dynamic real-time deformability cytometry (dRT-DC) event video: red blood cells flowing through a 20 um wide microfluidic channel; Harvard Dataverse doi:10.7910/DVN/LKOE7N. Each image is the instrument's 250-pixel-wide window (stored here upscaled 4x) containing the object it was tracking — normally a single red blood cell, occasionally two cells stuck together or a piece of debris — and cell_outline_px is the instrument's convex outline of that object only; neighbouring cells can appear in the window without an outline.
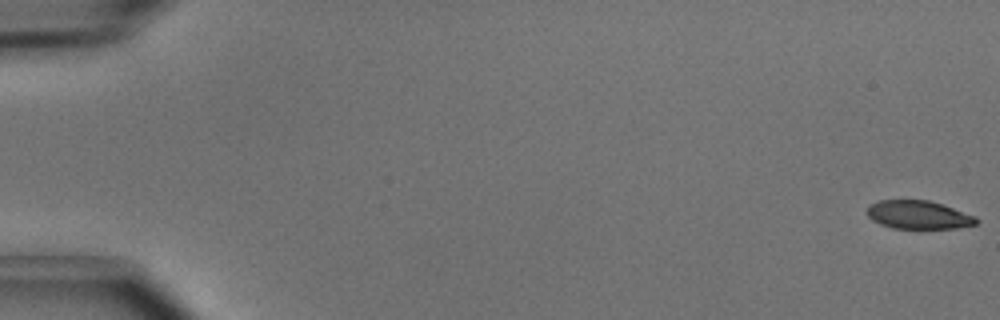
{"species": "common noctule bat (a hibernating species)", "species_latin": "Nyctalus noctula", "temperature_condition": "cold", "stored_images_in_passage": 7, "camera_frame_rate_fps": 3000, "um_per_image_px": 0.085, "animal": {"sex": "male", "body_mass_g": 15.6}, "frame": {"image": 1, "passage_image": 1, "time_ms": 0.0, "image_size_px": [1000, 320], "cell_outline_px": [[980, 220], [976, 224], [956, 228], [892, 228], [880, 224], [872, 220], [868, 216], [868, 204], [880, 200], [928, 200], [976, 216]], "centroid_in_image_um": [78.06, 18.26], "position_along_channel_um": 6.9, "area_um2": 17.92}}
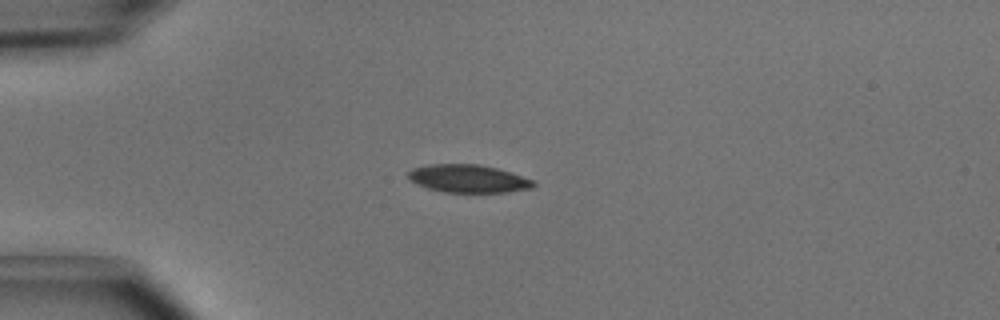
{"frame": {"image": 2, "passage_image": 4, "time_ms": 1.0, "image_size_px": [1000, 320], "cell_outline_px": [[536, 184], [532, 188], [508, 192], [444, 192], [428, 188], [408, 180], [408, 172], [412, 168], [428, 164], [480, 164], [496, 168], [536, 180]], "centroid_in_image_um": [39.81, 15.18], "position_along_channel_um": 45.2, "area_um2": 20.46}}
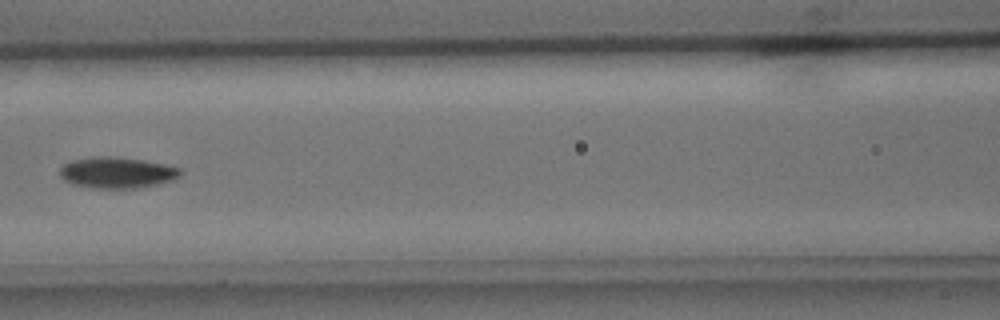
{"frame": {"image": 3, "passage_image": 7, "time_ms": 2.0, "image_size_px": [1000, 320], "cell_outline_px": [[184, 172], [180, 176], [172, 180], [156, 184], [136, 188], [92, 188], [72, 184], [64, 180], [60, 176], [60, 168], [64, 164], [72, 160], [92, 156], [116, 156], [144, 160], [164, 164], [180, 168]], "centroid_in_image_um": [9.94, 14.66], "position_along_channel_um": 156.7, "area_um2": 22.02}}